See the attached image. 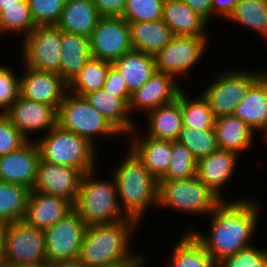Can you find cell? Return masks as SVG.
<instances>
[{"label": "cell", "mask_w": 267, "mask_h": 267, "mask_svg": "<svg viewBox=\"0 0 267 267\" xmlns=\"http://www.w3.org/2000/svg\"><path fill=\"white\" fill-rule=\"evenodd\" d=\"M250 198L221 201L210 213L208 234L187 228L218 264L224 258L252 246V236L259 223V203ZM258 222V223H257Z\"/></svg>", "instance_id": "cell-1"}, {"label": "cell", "mask_w": 267, "mask_h": 267, "mask_svg": "<svg viewBox=\"0 0 267 267\" xmlns=\"http://www.w3.org/2000/svg\"><path fill=\"white\" fill-rule=\"evenodd\" d=\"M139 226L133 219L111 224L87 225L79 261L87 267H103L125 260H146L144 255L130 249L133 243L131 238L135 235L133 232Z\"/></svg>", "instance_id": "cell-2"}, {"label": "cell", "mask_w": 267, "mask_h": 267, "mask_svg": "<svg viewBox=\"0 0 267 267\" xmlns=\"http://www.w3.org/2000/svg\"><path fill=\"white\" fill-rule=\"evenodd\" d=\"M124 160L112 171L119 203L124 213L141 224L147 209L158 205V181L129 148ZM151 206V207H150Z\"/></svg>", "instance_id": "cell-3"}, {"label": "cell", "mask_w": 267, "mask_h": 267, "mask_svg": "<svg viewBox=\"0 0 267 267\" xmlns=\"http://www.w3.org/2000/svg\"><path fill=\"white\" fill-rule=\"evenodd\" d=\"M96 171L83 174L74 210L86 225L111 224L131 219L120 206L114 177L111 180H100L94 177Z\"/></svg>", "instance_id": "cell-4"}, {"label": "cell", "mask_w": 267, "mask_h": 267, "mask_svg": "<svg viewBox=\"0 0 267 267\" xmlns=\"http://www.w3.org/2000/svg\"><path fill=\"white\" fill-rule=\"evenodd\" d=\"M43 136V137H42ZM34 137L40 158L52 164L70 166L83 174L96 170V148L81 136L56 125L45 135Z\"/></svg>", "instance_id": "cell-5"}, {"label": "cell", "mask_w": 267, "mask_h": 267, "mask_svg": "<svg viewBox=\"0 0 267 267\" xmlns=\"http://www.w3.org/2000/svg\"><path fill=\"white\" fill-rule=\"evenodd\" d=\"M57 125L86 139L95 148L97 136L113 137L116 142L122 139V134L85 97L70 92L64 95L57 110Z\"/></svg>", "instance_id": "cell-6"}, {"label": "cell", "mask_w": 267, "mask_h": 267, "mask_svg": "<svg viewBox=\"0 0 267 267\" xmlns=\"http://www.w3.org/2000/svg\"><path fill=\"white\" fill-rule=\"evenodd\" d=\"M221 200L194 176L186 180H158L157 207L209 216ZM181 210V211H180ZM206 214V215H205Z\"/></svg>", "instance_id": "cell-7"}, {"label": "cell", "mask_w": 267, "mask_h": 267, "mask_svg": "<svg viewBox=\"0 0 267 267\" xmlns=\"http://www.w3.org/2000/svg\"><path fill=\"white\" fill-rule=\"evenodd\" d=\"M261 76V70L225 69L213 77L202 95L208 100L214 118L234 114L249 87ZM215 78V79H214Z\"/></svg>", "instance_id": "cell-8"}, {"label": "cell", "mask_w": 267, "mask_h": 267, "mask_svg": "<svg viewBox=\"0 0 267 267\" xmlns=\"http://www.w3.org/2000/svg\"><path fill=\"white\" fill-rule=\"evenodd\" d=\"M22 41L20 58L23 65L59 75L62 55L61 29L56 25L36 26Z\"/></svg>", "instance_id": "cell-9"}, {"label": "cell", "mask_w": 267, "mask_h": 267, "mask_svg": "<svg viewBox=\"0 0 267 267\" xmlns=\"http://www.w3.org/2000/svg\"><path fill=\"white\" fill-rule=\"evenodd\" d=\"M209 40V37L173 35L171 41L154 56L156 70L173 76L177 81L186 80L192 73L191 69L203 59Z\"/></svg>", "instance_id": "cell-10"}, {"label": "cell", "mask_w": 267, "mask_h": 267, "mask_svg": "<svg viewBox=\"0 0 267 267\" xmlns=\"http://www.w3.org/2000/svg\"><path fill=\"white\" fill-rule=\"evenodd\" d=\"M4 261L7 265L47 263L44 230L23 220L6 223Z\"/></svg>", "instance_id": "cell-11"}, {"label": "cell", "mask_w": 267, "mask_h": 267, "mask_svg": "<svg viewBox=\"0 0 267 267\" xmlns=\"http://www.w3.org/2000/svg\"><path fill=\"white\" fill-rule=\"evenodd\" d=\"M86 228L85 222L73 209L53 226L44 230L47 263L77 259Z\"/></svg>", "instance_id": "cell-12"}, {"label": "cell", "mask_w": 267, "mask_h": 267, "mask_svg": "<svg viewBox=\"0 0 267 267\" xmlns=\"http://www.w3.org/2000/svg\"><path fill=\"white\" fill-rule=\"evenodd\" d=\"M131 50L129 23L123 17H101L90 37L91 57L113 63Z\"/></svg>", "instance_id": "cell-13"}, {"label": "cell", "mask_w": 267, "mask_h": 267, "mask_svg": "<svg viewBox=\"0 0 267 267\" xmlns=\"http://www.w3.org/2000/svg\"><path fill=\"white\" fill-rule=\"evenodd\" d=\"M82 176L79 169L40 160L32 191L63 198L74 206Z\"/></svg>", "instance_id": "cell-14"}, {"label": "cell", "mask_w": 267, "mask_h": 267, "mask_svg": "<svg viewBox=\"0 0 267 267\" xmlns=\"http://www.w3.org/2000/svg\"><path fill=\"white\" fill-rule=\"evenodd\" d=\"M19 77V95L23 98L53 106L58 110L68 85L60 75L39 71L24 65Z\"/></svg>", "instance_id": "cell-15"}, {"label": "cell", "mask_w": 267, "mask_h": 267, "mask_svg": "<svg viewBox=\"0 0 267 267\" xmlns=\"http://www.w3.org/2000/svg\"><path fill=\"white\" fill-rule=\"evenodd\" d=\"M11 123L27 138L39 131L46 134L57 125V110L50 105L18 96L5 112Z\"/></svg>", "instance_id": "cell-16"}, {"label": "cell", "mask_w": 267, "mask_h": 267, "mask_svg": "<svg viewBox=\"0 0 267 267\" xmlns=\"http://www.w3.org/2000/svg\"><path fill=\"white\" fill-rule=\"evenodd\" d=\"M40 160L36 142L29 140L17 151L0 156V181L19 184L32 190Z\"/></svg>", "instance_id": "cell-17"}, {"label": "cell", "mask_w": 267, "mask_h": 267, "mask_svg": "<svg viewBox=\"0 0 267 267\" xmlns=\"http://www.w3.org/2000/svg\"><path fill=\"white\" fill-rule=\"evenodd\" d=\"M182 87L173 76L156 71L145 84L131 94L130 114L142 110L146 114L159 106L174 102Z\"/></svg>", "instance_id": "cell-18"}, {"label": "cell", "mask_w": 267, "mask_h": 267, "mask_svg": "<svg viewBox=\"0 0 267 267\" xmlns=\"http://www.w3.org/2000/svg\"><path fill=\"white\" fill-rule=\"evenodd\" d=\"M240 156L236 153L217 149L207 157L197 161V178L221 201H224V190L232 176Z\"/></svg>", "instance_id": "cell-19"}, {"label": "cell", "mask_w": 267, "mask_h": 267, "mask_svg": "<svg viewBox=\"0 0 267 267\" xmlns=\"http://www.w3.org/2000/svg\"><path fill=\"white\" fill-rule=\"evenodd\" d=\"M137 130L138 125L129 133L128 136L132 135L128 142V146H130L128 148L135 153L149 173L158 181L166 173L171 161V140L155 139L143 134L139 136L136 133L139 132Z\"/></svg>", "instance_id": "cell-20"}, {"label": "cell", "mask_w": 267, "mask_h": 267, "mask_svg": "<svg viewBox=\"0 0 267 267\" xmlns=\"http://www.w3.org/2000/svg\"><path fill=\"white\" fill-rule=\"evenodd\" d=\"M73 209L74 206L63 198L31 190L23 221L30 226L46 230Z\"/></svg>", "instance_id": "cell-21"}, {"label": "cell", "mask_w": 267, "mask_h": 267, "mask_svg": "<svg viewBox=\"0 0 267 267\" xmlns=\"http://www.w3.org/2000/svg\"><path fill=\"white\" fill-rule=\"evenodd\" d=\"M89 104L103 115L122 135L128 136L137 127L129 111L131 98H119L104 88L84 96ZM131 116V117H130Z\"/></svg>", "instance_id": "cell-22"}, {"label": "cell", "mask_w": 267, "mask_h": 267, "mask_svg": "<svg viewBox=\"0 0 267 267\" xmlns=\"http://www.w3.org/2000/svg\"><path fill=\"white\" fill-rule=\"evenodd\" d=\"M234 115L267 140V83L261 77L249 87Z\"/></svg>", "instance_id": "cell-23"}, {"label": "cell", "mask_w": 267, "mask_h": 267, "mask_svg": "<svg viewBox=\"0 0 267 267\" xmlns=\"http://www.w3.org/2000/svg\"><path fill=\"white\" fill-rule=\"evenodd\" d=\"M162 21L171 29L173 35L208 37L210 25L183 0H165Z\"/></svg>", "instance_id": "cell-24"}, {"label": "cell", "mask_w": 267, "mask_h": 267, "mask_svg": "<svg viewBox=\"0 0 267 267\" xmlns=\"http://www.w3.org/2000/svg\"><path fill=\"white\" fill-rule=\"evenodd\" d=\"M214 129L219 149L241 156L254 144L255 131L234 114L216 118Z\"/></svg>", "instance_id": "cell-25"}, {"label": "cell", "mask_w": 267, "mask_h": 267, "mask_svg": "<svg viewBox=\"0 0 267 267\" xmlns=\"http://www.w3.org/2000/svg\"><path fill=\"white\" fill-rule=\"evenodd\" d=\"M92 0H66L57 27L90 38L100 19Z\"/></svg>", "instance_id": "cell-26"}, {"label": "cell", "mask_w": 267, "mask_h": 267, "mask_svg": "<svg viewBox=\"0 0 267 267\" xmlns=\"http://www.w3.org/2000/svg\"><path fill=\"white\" fill-rule=\"evenodd\" d=\"M59 75L69 85L91 58L90 38L62 31Z\"/></svg>", "instance_id": "cell-27"}, {"label": "cell", "mask_w": 267, "mask_h": 267, "mask_svg": "<svg viewBox=\"0 0 267 267\" xmlns=\"http://www.w3.org/2000/svg\"><path fill=\"white\" fill-rule=\"evenodd\" d=\"M146 115L148 132H144V135L155 139L177 140L183 127L180 93L174 102L159 106Z\"/></svg>", "instance_id": "cell-28"}, {"label": "cell", "mask_w": 267, "mask_h": 267, "mask_svg": "<svg viewBox=\"0 0 267 267\" xmlns=\"http://www.w3.org/2000/svg\"><path fill=\"white\" fill-rule=\"evenodd\" d=\"M112 65L122 75L130 94L145 84L157 71L153 55L131 50Z\"/></svg>", "instance_id": "cell-29"}, {"label": "cell", "mask_w": 267, "mask_h": 267, "mask_svg": "<svg viewBox=\"0 0 267 267\" xmlns=\"http://www.w3.org/2000/svg\"><path fill=\"white\" fill-rule=\"evenodd\" d=\"M133 50L155 56L172 39L171 29L162 21L129 23Z\"/></svg>", "instance_id": "cell-30"}, {"label": "cell", "mask_w": 267, "mask_h": 267, "mask_svg": "<svg viewBox=\"0 0 267 267\" xmlns=\"http://www.w3.org/2000/svg\"><path fill=\"white\" fill-rule=\"evenodd\" d=\"M170 255L165 267H218L191 232L184 231Z\"/></svg>", "instance_id": "cell-31"}, {"label": "cell", "mask_w": 267, "mask_h": 267, "mask_svg": "<svg viewBox=\"0 0 267 267\" xmlns=\"http://www.w3.org/2000/svg\"><path fill=\"white\" fill-rule=\"evenodd\" d=\"M227 21L252 29L267 40V0H238Z\"/></svg>", "instance_id": "cell-32"}, {"label": "cell", "mask_w": 267, "mask_h": 267, "mask_svg": "<svg viewBox=\"0 0 267 267\" xmlns=\"http://www.w3.org/2000/svg\"><path fill=\"white\" fill-rule=\"evenodd\" d=\"M30 191L22 185L0 181V222L23 220Z\"/></svg>", "instance_id": "cell-33"}, {"label": "cell", "mask_w": 267, "mask_h": 267, "mask_svg": "<svg viewBox=\"0 0 267 267\" xmlns=\"http://www.w3.org/2000/svg\"><path fill=\"white\" fill-rule=\"evenodd\" d=\"M112 63L101 59L90 58L68 85V92L84 97L86 94L104 87Z\"/></svg>", "instance_id": "cell-34"}, {"label": "cell", "mask_w": 267, "mask_h": 267, "mask_svg": "<svg viewBox=\"0 0 267 267\" xmlns=\"http://www.w3.org/2000/svg\"><path fill=\"white\" fill-rule=\"evenodd\" d=\"M184 88L180 91L183 126L196 129H214V116L208 100L201 94L189 98Z\"/></svg>", "instance_id": "cell-35"}, {"label": "cell", "mask_w": 267, "mask_h": 267, "mask_svg": "<svg viewBox=\"0 0 267 267\" xmlns=\"http://www.w3.org/2000/svg\"><path fill=\"white\" fill-rule=\"evenodd\" d=\"M35 28L36 25L27 0L19 2V6L2 7L0 35L8 33L18 35L22 33V39H24V36H28Z\"/></svg>", "instance_id": "cell-36"}, {"label": "cell", "mask_w": 267, "mask_h": 267, "mask_svg": "<svg viewBox=\"0 0 267 267\" xmlns=\"http://www.w3.org/2000/svg\"><path fill=\"white\" fill-rule=\"evenodd\" d=\"M177 141L186 146L197 161L218 149L215 129L183 126Z\"/></svg>", "instance_id": "cell-37"}, {"label": "cell", "mask_w": 267, "mask_h": 267, "mask_svg": "<svg viewBox=\"0 0 267 267\" xmlns=\"http://www.w3.org/2000/svg\"><path fill=\"white\" fill-rule=\"evenodd\" d=\"M197 160L190 150L177 140L171 141V161L159 180H186L196 176Z\"/></svg>", "instance_id": "cell-38"}, {"label": "cell", "mask_w": 267, "mask_h": 267, "mask_svg": "<svg viewBox=\"0 0 267 267\" xmlns=\"http://www.w3.org/2000/svg\"><path fill=\"white\" fill-rule=\"evenodd\" d=\"M165 0H126L123 18L128 23L157 21L162 19Z\"/></svg>", "instance_id": "cell-39"}, {"label": "cell", "mask_w": 267, "mask_h": 267, "mask_svg": "<svg viewBox=\"0 0 267 267\" xmlns=\"http://www.w3.org/2000/svg\"><path fill=\"white\" fill-rule=\"evenodd\" d=\"M36 26L57 25L66 0H27Z\"/></svg>", "instance_id": "cell-40"}, {"label": "cell", "mask_w": 267, "mask_h": 267, "mask_svg": "<svg viewBox=\"0 0 267 267\" xmlns=\"http://www.w3.org/2000/svg\"><path fill=\"white\" fill-rule=\"evenodd\" d=\"M218 267H267V248L249 246L224 258L218 263Z\"/></svg>", "instance_id": "cell-41"}, {"label": "cell", "mask_w": 267, "mask_h": 267, "mask_svg": "<svg viewBox=\"0 0 267 267\" xmlns=\"http://www.w3.org/2000/svg\"><path fill=\"white\" fill-rule=\"evenodd\" d=\"M29 140L11 123L5 113H0V156L20 149Z\"/></svg>", "instance_id": "cell-42"}, {"label": "cell", "mask_w": 267, "mask_h": 267, "mask_svg": "<svg viewBox=\"0 0 267 267\" xmlns=\"http://www.w3.org/2000/svg\"><path fill=\"white\" fill-rule=\"evenodd\" d=\"M7 65H0V113H5L19 96V77Z\"/></svg>", "instance_id": "cell-43"}, {"label": "cell", "mask_w": 267, "mask_h": 267, "mask_svg": "<svg viewBox=\"0 0 267 267\" xmlns=\"http://www.w3.org/2000/svg\"><path fill=\"white\" fill-rule=\"evenodd\" d=\"M107 92L119 98H131L126 83L120 72L112 65L108 71L103 87Z\"/></svg>", "instance_id": "cell-44"}, {"label": "cell", "mask_w": 267, "mask_h": 267, "mask_svg": "<svg viewBox=\"0 0 267 267\" xmlns=\"http://www.w3.org/2000/svg\"><path fill=\"white\" fill-rule=\"evenodd\" d=\"M100 17H123L126 0H92Z\"/></svg>", "instance_id": "cell-45"}, {"label": "cell", "mask_w": 267, "mask_h": 267, "mask_svg": "<svg viewBox=\"0 0 267 267\" xmlns=\"http://www.w3.org/2000/svg\"><path fill=\"white\" fill-rule=\"evenodd\" d=\"M188 7L207 23L214 18L212 12V0H183Z\"/></svg>", "instance_id": "cell-46"}, {"label": "cell", "mask_w": 267, "mask_h": 267, "mask_svg": "<svg viewBox=\"0 0 267 267\" xmlns=\"http://www.w3.org/2000/svg\"><path fill=\"white\" fill-rule=\"evenodd\" d=\"M237 2L238 0H212L214 18L222 17L227 20L232 14Z\"/></svg>", "instance_id": "cell-47"}, {"label": "cell", "mask_w": 267, "mask_h": 267, "mask_svg": "<svg viewBox=\"0 0 267 267\" xmlns=\"http://www.w3.org/2000/svg\"><path fill=\"white\" fill-rule=\"evenodd\" d=\"M145 262V260H125L103 267H144L146 265Z\"/></svg>", "instance_id": "cell-48"}, {"label": "cell", "mask_w": 267, "mask_h": 267, "mask_svg": "<svg viewBox=\"0 0 267 267\" xmlns=\"http://www.w3.org/2000/svg\"><path fill=\"white\" fill-rule=\"evenodd\" d=\"M50 267H87L79 259L67 260V261H57L49 264Z\"/></svg>", "instance_id": "cell-49"}, {"label": "cell", "mask_w": 267, "mask_h": 267, "mask_svg": "<svg viewBox=\"0 0 267 267\" xmlns=\"http://www.w3.org/2000/svg\"><path fill=\"white\" fill-rule=\"evenodd\" d=\"M6 223L0 222V261L5 257Z\"/></svg>", "instance_id": "cell-50"}, {"label": "cell", "mask_w": 267, "mask_h": 267, "mask_svg": "<svg viewBox=\"0 0 267 267\" xmlns=\"http://www.w3.org/2000/svg\"><path fill=\"white\" fill-rule=\"evenodd\" d=\"M23 0H0V13L2 12V7L19 6V2Z\"/></svg>", "instance_id": "cell-51"}, {"label": "cell", "mask_w": 267, "mask_h": 267, "mask_svg": "<svg viewBox=\"0 0 267 267\" xmlns=\"http://www.w3.org/2000/svg\"><path fill=\"white\" fill-rule=\"evenodd\" d=\"M7 267H50L48 263L24 264V265H7Z\"/></svg>", "instance_id": "cell-52"}, {"label": "cell", "mask_w": 267, "mask_h": 267, "mask_svg": "<svg viewBox=\"0 0 267 267\" xmlns=\"http://www.w3.org/2000/svg\"><path fill=\"white\" fill-rule=\"evenodd\" d=\"M266 83H267V70H261V76H260Z\"/></svg>", "instance_id": "cell-53"}, {"label": "cell", "mask_w": 267, "mask_h": 267, "mask_svg": "<svg viewBox=\"0 0 267 267\" xmlns=\"http://www.w3.org/2000/svg\"><path fill=\"white\" fill-rule=\"evenodd\" d=\"M0 267H7V264L5 261H0Z\"/></svg>", "instance_id": "cell-54"}]
</instances>
